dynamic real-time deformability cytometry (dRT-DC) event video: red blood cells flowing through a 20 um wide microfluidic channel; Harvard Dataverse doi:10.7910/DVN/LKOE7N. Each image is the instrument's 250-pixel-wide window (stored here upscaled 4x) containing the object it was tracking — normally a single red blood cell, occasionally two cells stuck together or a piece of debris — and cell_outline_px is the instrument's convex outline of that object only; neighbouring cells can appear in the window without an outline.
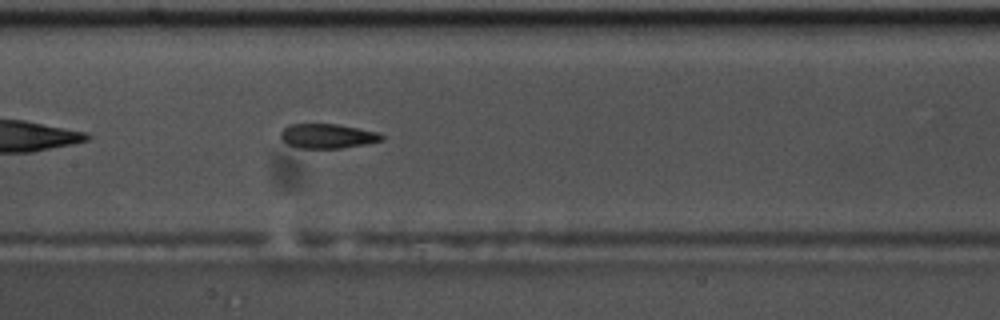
{"species": "common noctule bat (a hibernating species)", "species_latin": "Nyctalus noctula", "temperature_condition": "warm", "stored_images_in_passage": 41, "camera_frame_rate_fps": 3000, "um_per_image_px": 0.085, "animal": {"sex": "male", "body_mass_g": 17.5, "forearm_length_mm": 52.3}, "frame": {"image": 1, "passage_image": 12, "time_ms": 3.667, "image_size_px": [1000, 320], "cell_outline_px": [[384, 140], [364, 144], [340, 148], [300, 148], [288, 144], [280, 136], [280, 132], [288, 124], [336, 124], [380, 132], [384, 136]], "centroid_in_image_um": [27.86, 11.56], "position_along_channel_um": 179.5, "area_um2": 14.39}, "authors_computed_cell_mechanics": {"area_um2": 15.317, "velocity_mm_per_s": 3.647, "shape_relaxation_time_tau1_ms": null, "shape_relaxation_time_tau2_ms": 2.4372, "deformation_change_tau1": null, "deformation_change_tau2": 0.1082}}